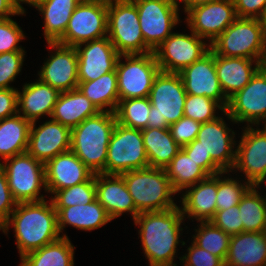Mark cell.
Here are the masks:
<instances>
[{"label":"cell","mask_w":266,"mask_h":266,"mask_svg":"<svg viewBox=\"0 0 266 266\" xmlns=\"http://www.w3.org/2000/svg\"><path fill=\"white\" fill-rule=\"evenodd\" d=\"M146 167H149V160L142 130L116 123L107 149L105 174L120 175Z\"/></svg>","instance_id":"cell-8"},{"label":"cell","mask_w":266,"mask_h":266,"mask_svg":"<svg viewBox=\"0 0 266 266\" xmlns=\"http://www.w3.org/2000/svg\"><path fill=\"white\" fill-rule=\"evenodd\" d=\"M80 2L78 0H45L36 6L44 18V35L48 42H57L65 33L68 22Z\"/></svg>","instance_id":"cell-32"},{"label":"cell","mask_w":266,"mask_h":266,"mask_svg":"<svg viewBox=\"0 0 266 266\" xmlns=\"http://www.w3.org/2000/svg\"><path fill=\"white\" fill-rule=\"evenodd\" d=\"M107 37L120 55L153 52L140 29L138 11L132 0H115L108 6Z\"/></svg>","instance_id":"cell-7"},{"label":"cell","mask_w":266,"mask_h":266,"mask_svg":"<svg viewBox=\"0 0 266 266\" xmlns=\"http://www.w3.org/2000/svg\"><path fill=\"white\" fill-rule=\"evenodd\" d=\"M200 225L199 229H195L197 234L193 236V242L225 262L231 236L210 221L200 222Z\"/></svg>","instance_id":"cell-38"},{"label":"cell","mask_w":266,"mask_h":266,"mask_svg":"<svg viewBox=\"0 0 266 266\" xmlns=\"http://www.w3.org/2000/svg\"><path fill=\"white\" fill-rule=\"evenodd\" d=\"M256 188L251 186L238 204L243 232H264L266 228V196H260Z\"/></svg>","instance_id":"cell-36"},{"label":"cell","mask_w":266,"mask_h":266,"mask_svg":"<svg viewBox=\"0 0 266 266\" xmlns=\"http://www.w3.org/2000/svg\"><path fill=\"white\" fill-rule=\"evenodd\" d=\"M99 112L95 105L77 88L60 93L51 118L72 129Z\"/></svg>","instance_id":"cell-28"},{"label":"cell","mask_w":266,"mask_h":266,"mask_svg":"<svg viewBox=\"0 0 266 266\" xmlns=\"http://www.w3.org/2000/svg\"><path fill=\"white\" fill-rule=\"evenodd\" d=\"M231 130L223 118L218 117L213 121L202 123L196 137L197 146H200L206 154H210L211 159L224 172L231 171L236 160V150L232 148L235 145L233 141L235 132L232 131L230 134Z\"/></svg>","instance_id":"cell-21"},{"label":"cell","mask_w":266,"mask_h":266,"mask_svg":"<svg viewBox=\"0 0 266 266\" xmlns=\"http://www.w3.org/2000/svg\"><path fill=\"white\" fill-rule=\"evenodd\" d=\"M182 149L192 158L209 176L217 175L224 172L212 159L210 154L197 146V140L182 146Z\"/></svg>","instance_id":"cell-47"},{"label":"cell","mask_w":266,"mask_h":266,"mask_svg":"<svg viewBox=\"0 0 266 266\" xmlns=\"http://www.w3.org/2000/svg\"><path fill=\"white\" fill-rule=\"evenodd\" d=\"M242 135L233 169L243 171L251 186H259L266 180V126L255 130L247 125Z\"/></svg>","instance_id":"cell-16"},{"label":"cell","mask_w":266,"mask_h":266,"mask_svg":"<svg viewBox=\"0 0 266 266\" xmlns=\"http://www.w3.org/2000/svg\"><path fill=\"white\" fill-rule=\"evenodd\" d=\"M210 222L230 236L243 232V223L238 205L226 210L216 211Z\"/></svg>","instance_id":"cell-44"},{"label":"cell","mask_w":266,"mask_h":266,"mask_svg":"<svg viewBox=\"0 0 266 266\" xmlns=\"http://www.w3.org/2000/svg\"><path fill=\"white\" fill-rule=\"evenodd\" d=\"M115 112H99L71 129V150L94 173H104Z\"/></svg>","instance_id":"cell-3"},{"label":"cell","mask_w":266,"mask_h":266,"mask_svg":"<svg viewBox=\"0 0 266 266\" xmlns=\"http://www.w3.org/2000/svg\"><path fill=\"white\" fill-rule=\"evenodd\" d=\"M24 55L25 51L0 53V89H15L9 83L20 73Z\"/></svg>","instance_id":"cell-42"},{"label":"cell","mask_w":266,"mask_h":266,"mask_svg":"<svg viewBox=\"0 0 266 266\" xmlns=\"http://www.w3.org/2000/svg\"><path fill=\"white\" fill-rule=\"evenodd\" d=\"M46 190H57L88 181L94 173L70 149L60 153L44 164Z\"/></svg>","instance_id":"cell-22"},{"label":"cell","mask_w":266,"mask_h":266,"mask_svg":"<svg viewBox=\"0 0 266 266\" xmlns=\"http://www.w3.org/2000/svg\"><path fill=\"white\" fill-rule=\"evenodd\" d=\"M188 254L180 258L183 266H225V262L209 251L197 246L194 242L188 247Z\"/></svg>","instance_id":"cell-46"},{"label":"cell","mask_w":266,"mask_h":266,"mask_svg":"<svg viewBox=\"0 0 266 266\" xmlns=\"http://www.w3.org/2000/svg\"><path fill=\"white\" fill-rule=\"evenodd\" d=\"M179 75L187 94L206 96L219 102L225 109L228 98L224 95L215 69V54L209 50L199 60L183 68Z\"/></svg>","instance_id":"cell-18"},{"label":"cell","mask_w":266,"mask_h":266,"mask_svg":"<svg viewBox=\"0 0 266 266\" xmlns=\"http://www.w3.org/2000/svg\"><path fill=\"white\" fill-rule=\"evenodd\" d=\"M17 202L8 186L5 170L0 162V226L3 227L16 208ZM13 207V208H12Z\"/></svg>","instance_id":"cell-48"},{"label":"cell","mask_w":266,"mask_h":266,"mask_svg":"<svg viewBox=\"0 0 266 266\" xmlns=\"http://www.w3.org/2000/svg\"><path fill=\"white\" fill-rule=\"evenodd\" d=\"M76 51L78 54L79 82L93 81L116 70L120 54L107 36L78 44Z\"/></svg>","instance_id":"cell-19"},{"label":"cell","mask_w":266,"mask_h":266,"mask_svg":"<svg viewBox=\"0 0 266 266\" xmlns=\"http://www.w3.org/2000/svg\"><path fill=\"white\" fill-rule=\"evenodd\" d=\"M45 0H15L16 6L19 10V12L25 13V9L22 7V5L20 4L22 3H28L34 7H36L37 5H39L40 3L44 2Z\"/></svg>","instance_id":"cell-53"},{"label":"cell","mask_w":266,"mask_h":266,"mask_svg":"<svg viewBox=\"0 0 266 266\" xmlns=\"http://www.w3.org/2000/svg\"><path fill=\"white\" fill-rule=\"evenodd\" d=\"M225 266H266L265 232L232 235Z\"/></svg>","instance_id":"cell-25"},{"label":"cell","mask_w":266,"mask_h":266,"mask_svg":"<svg viewBox=\"0 0 266 266\" xmlns=\"http://www.w3.org/2000/svg\"><path fill=\"white\" fill-rule=\"evenodd\" d=\"M54 49L50 58L39 72V80L49 84L60 92L78 88V54L76 47L65 46L57 42H48Z\"/></svg>","instance_id":"cell-17"},{"label":"cell","mask_w":266,"mask_h":266,"mask_svg":"<svg viewBox=\"0 0 266 266\" xmlns=\"http://www.w3.org/2000/svg\"><path fill=\"white\" fill-rule=\"evenodd\" d=\"M78 89L100 112H115L119 103L116 70L93 81L79 82ZM108 106L110 108L105 109Z\"/></svg>","instance_id":"cell-34"},{"label":"cell","mask_w":266,"mask_h":266,"mask_svg":"<svg viewBox=\"0 0 266 266\" xmlns=\"http://www.w3.org/2000/svg\"><path fill=\"white\" fill-rule=\"evenodd\" d=\"M191 33H172L153 51L160 71L179 73L210 50V46L201 41L204 38Z\"/></svg>","instance_id":"cell-14"},{"label":"cell","mask_w":266,"mask_h":266,"mask_svg":"<svg viewBox=\"0 0 266 266\" xmlns=\"http://www.w3.org/2000/svg\"><path fill=\"white\" fill-rule=\"evenodd\" d=\"M186 190L182 195L183 216L188 214V217H194L198 222L210 221L217 211V175L208 176Z\"/></svg>","instance_id":"cell-27"},{"label":"cell","mask_w":266,"mask_h":266,"mask_svg":"<svg viewBox=\"0 0 266 266\" xmlns=\"http://www.w3.org/2000/svg\"><path fill=\"white\" fill-rule=\"evenodd\" d=\"M137 7L145 44L154 51L169 37L179 20L175 0H132Z\"/></svg>","instance_id":"cell-11"},{"label":"cell","mask_w":266,"mask_h":266,"mask_svg":"<svg viewBox=\"0 0 266 266\" xmlns=\"http://www.w3.org/2000/svg\"><path fill=\"white\" fill-rule=\"evenodd\" d=\"M253 62L256 63L254 67H252ZM262 66L258 60L215 54L216 74L228 99L248 84Z\"/></svg>","instance_id":"cell-24"},{"label":"cell","mask_w":266,"mask_h":266,"mask_svg":"<svg viewBox=\"0 0 266 266\" xmlns=\"http://www.w3.org/2000/svg\"><path fill=\"white\" fill-rule=\"evenodd\" d=\"M225 111V108L217 101L206 96L187 94L184 104V116L200 123L210 122L218 118L216 109Z\"/></svg>","instance_id":"cell-40"},{"label":"cell","mask_w":266,"mask_h":266,"mask_svg":"<svg viewBox=\"0 0 266 266\" xmlns=\"http://www.w3.org/2000/svg\"><path fill=\"white\" fill-rule=\"evenodd\" d=\"M164 169L176 193L209 176L183 149Z\"/></svg>","instance_id":"cell-35"},{"label":"cell","mask_w":266,"mask_h":266,"mask_svg":"<svg viewBox=\"0 0 266 266\" xmlns=\"http://www.w3.org/2000/svg\"><path fill=\"white\" fill-rule=\"evenodd\" d=\"M25 36L21 28L11 18L0 20V53L24 51L18 42Z\"/></svg>","instance_id":"cell-43"},{"label":"cell","mask_w":266,"mask_h":266,"mask_svg":"<svg viewBox=\"0 0 266 266\" xmlns=\"http://www.w3.org/2000/svg\"><path fill=\"white\" fill-rule=\"evenodd\" d=\"M23 87L22 93L17 91V107H21L18 108V111H22L21 116L31 123L45 114L51 117L61 92L40 80Z\"/></svg>","instance_id":"cell-26"},{"label":"cell","mask_w":266,"mask_h":266,"mask_svg":"<svg viewBox=\"0 0 266 266\" xmlns=\"http://www.w3.org/2000/svg\"><path fill=\"white\" fill-rule=\"evenodd\" d=\"M187 93L179 73L159 71L149 93L151 103L148 114L150 128H169L184 116Z\"/></svg>","instance_id":"cell-6"},{"label":"cell","mask_w":266,"mask_h":266,"mask_svg":"<svg viewBox=\"0 0 266 266\" xmlns=\"http://www.w3.org/2000/svg\"><path fill=\"white\" fill-rule=\"evenodd\" d=\"M202 123L183 116L176 123L169 126L173 139L181 147L193 142L200 130Z\"/></svg>","instance_id":"cell-45"},{"label":"cell","mask_w":266,"mask_h":266,"mask_svg":"<svg viewBox=\"0 0 266 266\" xmlns=\"http://www.w3.org/2000/svg\"><path fill=\"white\" fill-rule=\"evenodd\" d=\"M108 6L79 3L72 12L64 35L57 43L76 47L78 44L106 37Z\"/></svg>","instance_id":"cell-13"},{"label":"cell","mask_w":266,"mask_h":266,"mask_svg":"<svg viewBox=\"0 0 266 266\" xmlns=\"http://www.w3.org/2000/svg\"><path fill=\"white\" fill-rule=\"evenodd\" d=\"M187 23L191 31L201 38L214 41L238 17L233 0H216L189 9Z\"/></svg>","instance_id":"cell-15"},{"label":"cell","mask_w":266,"mask_h":266,"mask_svg":"<svg viewBox=\"0 0 266 266\" xmlns=\"http://www.w3.org/2000/svg\"><path fill=\"white\" fill-rule=\"evenodd\" d=\"M183 220L178 206L165 211L142 212L136 216L134 222L140 225L139 234L149 266L177 265L173 261Z\"/></svg>","instance_id":"cell-2"},{"label":"cell","mask_w":266,"mask_h":266,"mask_svg":"<svg viewBox=\"0 0 266 266\" xmlns=\"http://www.w3.org/2000/svg\"><path fill=\"white\" fill-rule=\"evenodd\" d=\"M51 198L55 208L91 203L96 199L95 174L86 182L57 190Z\"/></svg>","instance_id":"cell-39"},{"label":"cell","mask_w":266,"mask_h":266,"mask_svg":"<svg viewBox=\"0 0 266 266\" xmlns=\"http://www.w3.org/2000/svg\"><path fill=\"white\" fill-rule=\"evenodd\" d=\"M120 175L139 213L165 211L177 207L171 197L176 192L171 186L165 169L146 167Z\"/></svg>","instance_id":"cell-4"},{"label":"cell","mask_w":266,"mask_h":266,"mask_svg":"<svg viewBox=\"0 0 266 266\" xmlns=\"http://www.w3.org/2000/svg\"><path fill=\"white\" fill-rule=\"evenodd\" d=\"M159 71L154 52L120 55L116 64L119 100L148 97Z\"/></svg>","instance_id":"cell-10"},{"label":"cell","mask_w":266,"mask_h":266,"mask_svg":"<svg viewBox=\"0 0 266 266\" xmlns=\"http://www.w3.org/2000/svg\"><path fill=\"white\" fill-rule=\"evenodd\" d=\"M17 203L9 219L2 227L6 233L9 226L14 228L20 258L59 239L57 211L52 200ZM12 215V216H11Z\"/></svg>","instance_id":"cell-1"},{"label":"cell","mask_w":266,"mask_h":266,"mask_svg":"<svg viewBox=\"0 0 266 266\" xmlns=\"http://www.w3.org/2000/svg\"><path fill=\"white\" fill-rule=\"evenodd\" d=\"M80 3H98L105 6H109L115 0H78Z\"/></svg>","instance_id":"cell-54"},{"label":"cell","mask_w":266,"mask_h":266,"mask_svg":"<svg viewBox=\"0 0 266 266\" xmlns=\"http://www.w3.org/2000/svg\"><path fill=\"white\" fill-rule=\"evenodd\" d=\"M224 173L217 174V194H216V208L219 210H226L230 207L236 206L240 203L242 196L251 187L248 182L244 185L229 177L221 179L220 176ZM240 183V184H239Z\"/></svg>","instance_id":"cell-41"},{"label":"cell","mask_w":266,"mask_h":266,"mask_svg":"<svg viewBox=\"0 0 266 266\" xmlns=\"http://www.w3.org/2000/svg\"><path fill=\"white\" fill-rule=\"evenodd\" d=\"M23 15L19 12L15 0H0V20L10 18V15Z\"/></svg>","instance_id":"cell-51"},{"label":"cell","mask_w":266,"mask_h":266,"mask_svg":"<svg viewBox=\"0 0 266 266\" xmlns=\"http://www.w3.org/2000/svg\"><path fill=\"white\" fill-rule=\"evenodd\" d=\"M175 1H176V3H179L177 1H183L184 10H185V12H187L189 9H191L195 6L207 4V3H210V2L216 1V0H175Z\"/></svg>","instance_id":"cell-52"},{"label":"cell","mask_w":266,"mask_h":266,"mask_svg":"<svg viewBox=\"0 0 266 266\" xmlns=\"http://www.w3.org/2000/svg\"><path fill=\"white\" fill-rule=\"evenodd\" d=\"M55 210L57 211L59 233H62L67 224L77 229L91 231L112 220L97 199L88 204L55 208Z\"/></svg>","instance_id":"cell-29"},{"label":"cell","mask_w":266,"mask_h":266,"mask_svg":"<svg viewBox=\"0 0 266 266\" xmlns=\"http://www.w3.org/2000/svg\"><path fill=\"white\" fill-rule=\"evenodd\" d=\"M31 122L16 115L0 120V156L6 160L25 153L28 147Z\"/></svg>","instance_id":"cell-31"},{"label":"cell","mask_w":266,"mask_h":266,"mask_svg":"<svg viewBox=\"0 0 266 266\" xmlns=\"http://www.w3.org/2000/svg\"><path fill=\"white\" fill-rule=\"evenodd\" d=\"M143 143L149 167L165 168L182 147L175 142L169 128L142 129Z\"/></svg>","instance_id":"cell-30"},{"label":"cell","mask_w":266,"mask_h":266,"mask_svg":"<svg viewBox=\"0 0 266 266\" xmlns=\"http://www.w3.org/2000/svg\"><path fill=\"white\" fill-rule=\"evenodd\" d=\"M209 46L220 56L248 58L262 64L266 58V39L260 19L237 18Z\"/></svg>","instance_id":"cell-5"},{"label":"cell","mask_w":266,"mask_h":266,"mask_svg":"<svg viewBox=\"0 0 266 266\" xmlns=\"http://www.w3.org/2000/svg\"><path fill=\"white\" fill-rule=\"evenodd\" d=\"M263 66L265 67V69H266V58H265V61H264V64H263Z\"/></svg>","instance_id":"cell-56"},{"label":"cell","mask_w":266,"mask_h":266,"mask_svg":"<svg viewBox=\"0 0 266 266\" xmlns=\"http://www.w3.org/2000/svg\"><path fill=\"white\" fill-rule=\"evenodd\" d=\"M4 161L6 163H1V165L5 170L9 189L17 203L46 200L43 195H39L41 186L47 192L44 163L36 160L27 152Z\"/></svg>","instance_id":"cell-9"},{"label":"cell","mask_w":266,"mask_h":266,"mask_svg":"<svg viewBox=\"0 0 266 266\" xmlns=\"http://www.w3.org/2000/svg\"><path fill=\"white\" fill-rule=\"evenodd\" d=\"M234 123L248 122L257 124L265 121L266 125V69L262 66L240 91L228 100L224 111Z\"/></svg>","instance_id":"cell-12"},{"label":"cell","mask_w":266,"mask_h":266,"mask_svg":"<svg viewBox=\"0 0 266 266\" xmlns=\"http://www.w3.org/2000/svg\"><path fill=\"white\" fill-rule=\"evenodd\" d=\"M238 18L261 19L266 11V0H233Z\"/></svg>","instance_id":"cell-49"},{"label":"cell","mask_w":266,"mask_h":266,"mask_svg":"<svg viewBox=\"0 0 266 266\" xmlns=\"http://www.w3.org/2000/svg\"><path fill=\"white\" fill-rule=\"evenodd\" d=\"M19 266H74V246L67 235L21 258Z\"/></svg>","instance_id":"cell-33"},{"label":"cell","mask_w":266,"mask_h":266,"mask_svg":"<svg viewBox=\"0 0 266 266\" xmlns=\"http://www.w3.org/2000/svg\"><path fill=\"white\" fill-rule=\"evenodd\" d=\"M261 23H262V27H263V31H264V36L266 39V11L264 12L263 16L261 17Z\"/></svg>","instance_id":"cell-55"},{"label":"cell","mask_w":266,"mask_h":266,"mask_svg":"<svg viewBox=\"0 0 266 266\" xmlns=\"http://www.w3.org/2000/svg\"><path fill=\"white\" fill-rule=\"evenodd\" d=\"M35 123H31L26 152L36 160L45 164L71 149V128L54 120H49L38 128Z\"/></svg>","instance_id":"cell-20"},{"label":"cell","mask_w":266,"mask_h":266,"mask_svg":"<svg viewBox=\"0 0 266 266\" xmlns=\"http://www.w3.org/2000/svg\"><path fill=\"white\" fill-rule=\"evenodd\" d=\"M151 103L148 97L119 100L115 110L117 123L135 129H145Z\"/></svg>","instance_id":"cell-37"},{"label":"cell","mask_w":266,"mask_h":266,"mask_svg":"<svg viewBox=\"0 0 266 266\" xmlns=\"http://www.w3.org/2000/svg\"><path fill=\"white\" fill-rule=\"evenodd\" d=\"M95 186L96 199L106 209L112 220L121 216L123 212H130L133 220L139 214L121 175L95 174Z\"/></svg>","instance_id":"cell-23"},{"label":"cell","mask_w":266,"mask_h":266,"mask_svg":"<svg viewBox=\"0 0 266 266\" xmlns=\"http://www.w3.org/2000/svg\"><path fill=\"white\" fill-rule=\"evenodd\" d=\"M17 89H0V120L18 113Z\"/></svg>","instance_id":"cell-50"}]
</instances>
